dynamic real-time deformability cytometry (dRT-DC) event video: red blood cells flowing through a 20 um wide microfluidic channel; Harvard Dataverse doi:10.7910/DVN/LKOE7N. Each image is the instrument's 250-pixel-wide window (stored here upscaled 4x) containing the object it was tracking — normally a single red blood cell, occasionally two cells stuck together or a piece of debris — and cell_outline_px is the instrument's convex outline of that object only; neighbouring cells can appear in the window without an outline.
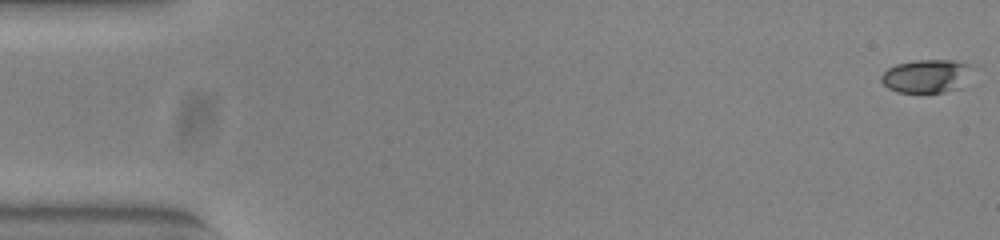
{"species": "common noctule bat (a hibernating species)", "species_latin": "Nyctalus noctula", "temperature_condition": "warm", "stored_images_in_passage": 53, "camera_frame_rate_fps": 3000, "um_per_image_px": 0.085, "animal": {"sex": "female", "body_mass_g": 23.0, "forearm_length_mm": 53.4}, "frame": {"image": 1, "passage_image": 1, "time_ms": 0.0, "image_size_px": [1000, 240], "cell_outline_px": [[968, 64], [956, 88], [944, 92], [896, 92], [888, 88], [880, 80], [880, 76], [888, 68], [896, 64], [916, 60], [952, 60]], "centroid_in_image_um": [78.54, 6.46], "position_along_channel_um": 6.5, "area_um2": 16.65}}
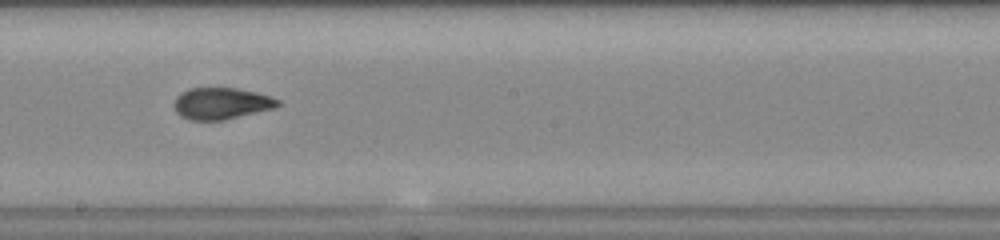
{"frame": {"image": 2, "passage_image": 30, "time_ms": 9.667, "image_size_px": [1000, 240], "cell_outline_px": [[280, 104], [272, 108], [224, 120], [192, 120], [180, 116], [176, 112], [172, 104], [176, 96], [180, 92], [188, 88], [236, 88], [256, 92], [272, 96], [280, 100]], "centroid_in_image_um": [18.76, 8.78], "position_along_channel_um": 229.4, "area_um2": 19.19}}
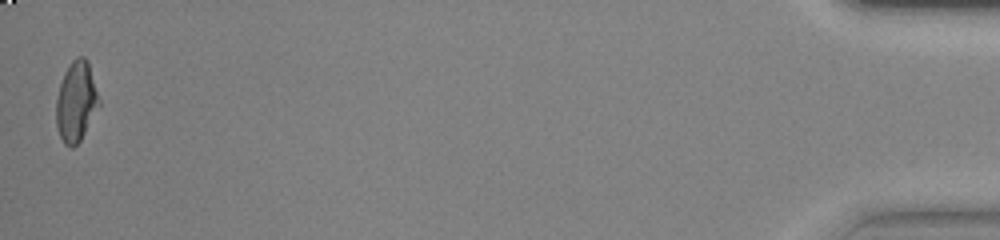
{"frame": {"image": 3, "passage_image": 53, "time_ms": 17.333, "image_size_px": [1000, 240], "cell_outline_px": [[100, 104], [80, 140], [72, 148], [64, 144], [60, 136], [56, 124], [56, 100], [60, 84], [64, 72], [72, 60], [76, 56], [84, 56], [88, 60], [100, 100]], "centroid_in_image_um": [6.47, 8.6], "position_along_channel_um": 428.7, "area_um2": 19.94}, "authors_computed_cell_mechanics": {"area_um2": 19.074, "velocity_mm_per_s": 3.8833, "shape_relaxation_time_tau1_ms": null, "shape_relaxation_time_tau2_ms": 1.5315, "deformation_change_tau1": null, "deformation_change_tau2": 0.0701}}